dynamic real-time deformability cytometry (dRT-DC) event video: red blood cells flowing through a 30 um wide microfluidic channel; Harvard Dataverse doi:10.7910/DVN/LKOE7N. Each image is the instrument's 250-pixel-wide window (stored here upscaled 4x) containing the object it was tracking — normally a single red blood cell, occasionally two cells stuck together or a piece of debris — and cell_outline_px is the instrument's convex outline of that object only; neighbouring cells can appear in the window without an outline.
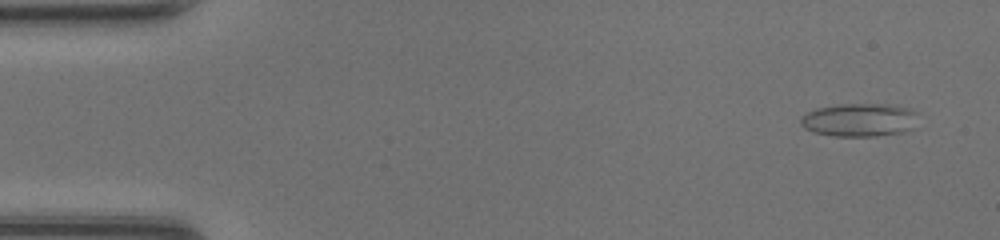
{"species": "common noctule bat (a hibernating species)", "species_latin": "Nyctalus noctula", "temperature_condition": "room temperature", "stored_images_in_passage": 46, "camera_frame_rate_fps": 3000, "um_per_image_px": 0.085, "animal": {"sex": "female", "body_mass_g": 20.0, "forearm_length_mm": 54.0}, "frame": {"image": 1, "passage_image": 3, "time_ms": 0.667, "image_size_px": [1000, 240], "cell_outline_px": [[920, 112], [912, 128], [904, 132], [876, 136], [832, 136], [812, 132], [804, 128], [800, 124], [800, 116], [816, 108], [840, 104], [892, 104], [912, 108]], "centroid_in_image_um": [73.07, 10.18], "position_along_channel_um": 11.9, "area_um2": 23.24}}
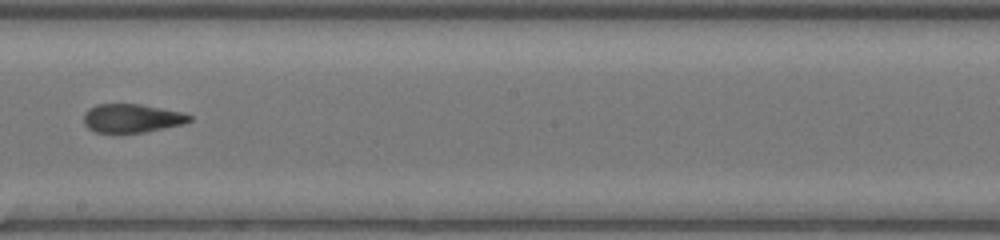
{"frame": {"image": 2, "passage_image": 27, "time_ms": 8.667, "image_size_px": [1000, 240], "cell_outline_px": [[192, 120], [180, 124], [144, 132], [96, 132], [88, 128], [84, 124], [84, 112], [88, 108], [96, 104], [140, 104], [180, 112], [192, 116]], "centroid_in_image_um": [11.15, 10.04], "position_along_channel_um": 237.1, "area_um2": 17.34}}
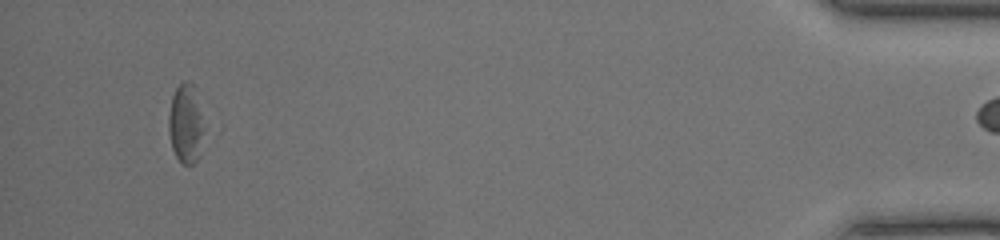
{"frame": {"image": 3, "passage_image": 45, "time_ms": 14.667, "image_size_px": [1000, 240], "cell_outline_px": [[204, 128], [200, 156], [192, 164], [184, 164], [176, 156], [172, 148], [168, 132], [168, 116], [172, 96], [176, 88], [184, 80], [188, 80], [196, 88]], "centroid_in_image_um": [15.79, 10.49], "position_along_channel_um": 419.4, "area_um2": 16.53}}